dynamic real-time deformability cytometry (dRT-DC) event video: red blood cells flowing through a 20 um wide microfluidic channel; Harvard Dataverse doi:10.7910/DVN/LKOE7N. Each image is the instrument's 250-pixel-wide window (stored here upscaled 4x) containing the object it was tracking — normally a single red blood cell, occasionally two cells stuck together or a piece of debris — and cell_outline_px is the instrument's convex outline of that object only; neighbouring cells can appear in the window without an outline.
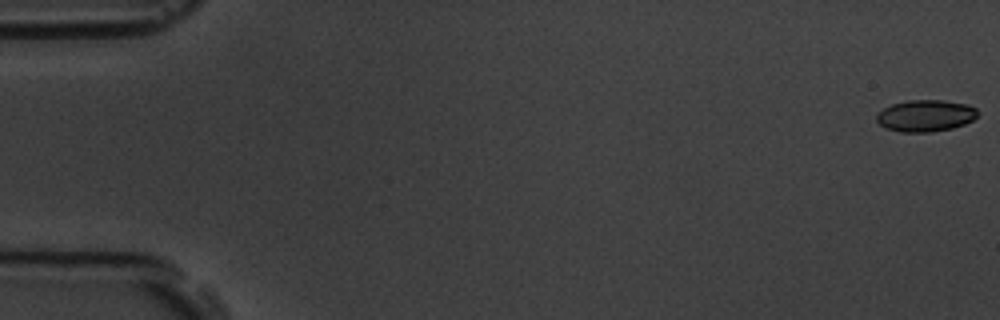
{"species": "common noctule bat (a hibernating species)", "species_latin": "Nyctalus noctula", "temperature_condition": "room temperature", "stored_images_in_passage": 6, "camera_frame_rate_fps": 3000, "um_per_image_px": 0.085, "animal": {"sex": "male", "body_mass_g": 19.5, "forearm_length_mm": 54.6}, "frame": {"image": 1, "passage_image": 1, "time_ms": 0.0, "image_size_px": [1000, 320], "cell_outline_px": [[980, 112], [972, 120], [964, 124], [952, 128], [932, 132], [900, 132], [888, 128], [880, 124], [876, 120], [876, 116], [884, 108], [892, 104], [908, 100], [944, 100], [968, 104], [976, 108]], "centroid_in_image_um": [78.7, 9.83], "position_along_channel_um": 6.3, "area_um2": 18.67}}
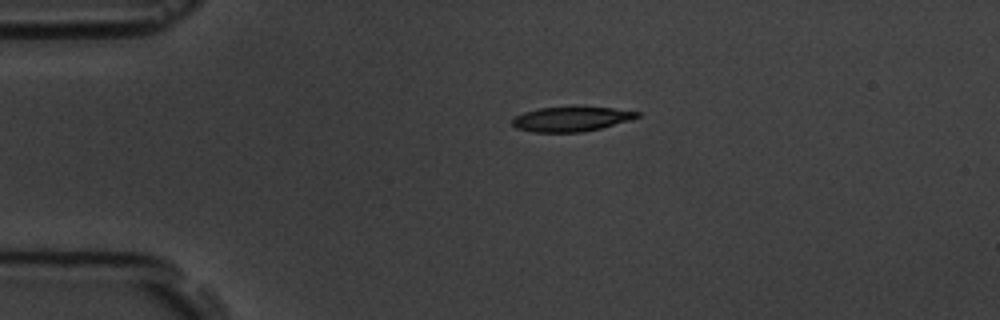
{"frame": {"image": 2, "passage_image": 6, "time_ms": 6.667, "image_size_px": [1000, 320], "cell_outline_px": [[640, 116], [628, 120], [600, 128], [580, 132], [532, 132], [516, 128], [512, 124], [512, 120], [516, 116], [524, 112], [540, 108], [612, 108], [640, 112]], "centroid_in_image_um": [48.51, 10.13], "position_along_channel_um": 36.5, "area_um2": 17.4}}